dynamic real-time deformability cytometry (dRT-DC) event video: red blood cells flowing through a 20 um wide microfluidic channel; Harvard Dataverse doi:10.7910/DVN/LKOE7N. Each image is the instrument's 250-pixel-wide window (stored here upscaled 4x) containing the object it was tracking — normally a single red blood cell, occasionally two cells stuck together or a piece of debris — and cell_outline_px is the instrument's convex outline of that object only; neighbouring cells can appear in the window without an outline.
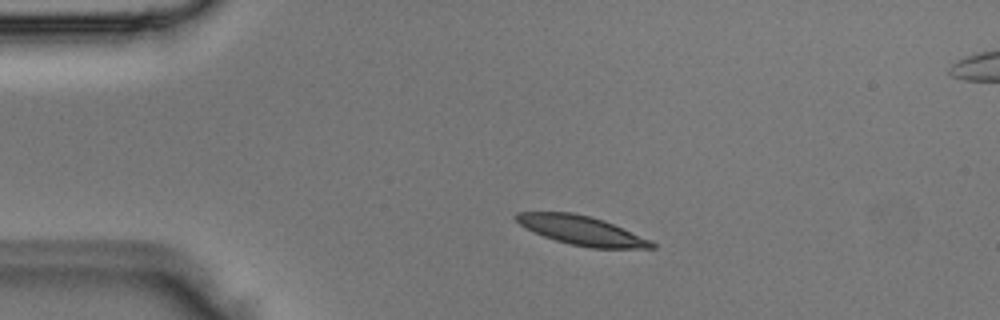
{"species": "Egyptian fruit bat (a non-hibernating species)", "species_latin": "Rousettus aegyptiacus", "temperature_condition": "room temperature", "stored_images_in_passage": 3, "camera_frame_rate_fps": 3000, "um_per_image_px": 0.085, "animal": {"sex": "male"}, "frame": {"image": 1, "passage_image": 1, "time_ms": 0.0, "image_size_px": [1000, 320], "cell_outline_px": [[656, 248], [592, 248], [572, 244], [556, 240], [544, 236], [520, 224], [512, 216], [516, 212], [572, 212], [604, 220], [652, 240], [656, 244]], "centroid_in_image_um": [49.47, 19.58], "position_along_channel_um": 35.5, "area_um2": 22.77}}